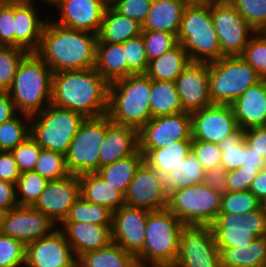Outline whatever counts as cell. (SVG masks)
Here are the masks:
<instances>
[{
	"instance_id": "1",
	"label": "cell",
	"mask_w": 266,
	"mask_h": 267,
	"mask_svg": "<svg viewBox=\"0 0 266 267\" xmlns=\"http://www.w3.org/2000/svg\"><path fill=\"white\" fill-rule=\"evenodd\" d=\"M109 83L95 70L58 71L52 77L51 104L86 118L107 114Z\"/></svg>"
},
{
	"instance_id": "2",
	"label": "cell",
	"mask_w": 266,
	"mask_h": 267,
	"mask_svg": "<svg viewBox=\"0 0 266 267\" xmlns=\"http://www.w3.org/2000/svg\"><path fill=\"white\" fill-rule=\"evenodd\" d=\"M97 35L70 29L48 19L35 53L53 71L94 68Z\"/></svg>"
},
{
	"instance_id": "3",
	"label": "cell",
	"mask_w": 266,
	"mask_h": 267,
	"mask_svg": "<svg viewBox=\"0 0 266 267\" xmlns=\"http://www.w3.org/2000/svg\"><path fill=\"white\" fill-rule=\"evenodd\" d=\"M151 79L133 74L109 84L107 116L112 123L139 131L152 117Z\"/></svg>"
},
{
	"instance_id": "4",
	"label": "cell",
	"mask_w": 266,
	"mask_h": 267,
	"mask_svg": "<svg viewBox=\"0 0 266 267\" xmlns=\"http://www.w3.org/2000/svg\"><path fill=\"white\" fill-rule=\"evenodd\" d=\"M53 71L35 53L20 62L11 87L7 90L18 113L36 115L51 104Z\"/></svg>"
},
{
	"instance_id": "5",
	"label": "cell",
	"mask_w": 266,
	"mask_h": 267,
	"mask_svg": "<svg viewBox=\"0 0 266 267\" xmlns=\"http://www.w3.org/2000/svg\"><path fill=\"white\" fill-rule=\"evenodd\" d=\"M177 40L187 51L191 62L209 63L224 57L210 14V5H187L184 8Z\"/></svg>"
},
{
	"instance_id": "6",
	"label": "cell",
	"mask_w": 266,
	"mask_h": 267,
	"mask_svg": "<svg viewBox=\"0 0 266 267\" xmlns=\"http://www.w3.org/2000/svg\"><path fill=\"white\" fill-rule=\"evenodd\" d=\"M186 226L167 208L150 211L145 227V242L136 256L142 263L175 264L182 231Z\"/></svg>"
},
{
	"instance_id": "7",
	"label": "cell",
	"mask_w": 266,
	"mask_h": 267,
	"mask_svg": "<svg viewBox=\"0 0 266 267\" xmlns=\"http://www.w3.org/2000/svg\"><path fill=\"white\" fill-rule=\"evenodd\" d=\"M85 119L80 113L50 104L43 111L31 116L30 136L42 149L65 156Z\"/></svg>"
},
{
	"instance_id": "8",
	"label": "cell",
	"mask_w": 266,
	"mask_h": 267,
	"mask_svg": "<svg viewBox=\"0 0 266 267\" xmlns=\"http://www.w3.org/2000/svg\"><path fill=\"white\" fill-rule=\"evenodd\" d=\"M209 96L212 104L231 105L243 92L261 80L256 70L240 56H224L208 63Z\"/></svg>"
},
{
	"instance_id": "9",
	"label": "cell",
	"mask_w": 266,
	"mask_h": 267,
	"mask_svg": "<svg viewBox=\"0 0 266 267\" xmlns=\"http://www.w3.org/2000/svg\"><path fill=\"white\" fill-rule=\"evenodd\" d=\"M222 194L203 182L168 192L167 209L185 226H211L221 210Z\"/></svg>"
},
{
	"instance_id": "10",
	"label": "cell",
	"mask_w": 266,
	"mask_h": 267,
	"mask_svg": "<svg viewBox=\"0 0 266 267\" xmlns=\"http://www.w3.org/2000/svg\"><path fill=\"white\" fill-rule=\"evenodd\" d=\"M106 132V115L86 118L73 137L65 154L70 175L95 173L100 169L99 149Z\"/></svg>"
},
{
	"instance_id": "11",
	"label": "cell",
	"mask_w": 266,
	"mask_h": 267,
	"mask_svg": "<svg viewBox=\"0 0 266 267\" xmlns=\"http://www.w3.org/2000/svg\"><path fill=\"white\" fill-rule=\"evenodd\" d=\"M211 228L218 248L248 245L266 236V214L261 207L243 215L219 213Z\"/></svg>"
},
{
	"instance_id": "12",
	"label": "cell",
	"mask_w": 266,
	"mask_h": 267,
	"mask_svg": "<svg viewBox=\"0 0 266 267\" xmlns=\"http://www.w3.org/2000/svg\"><path fill=\"white\" fill-rule=\"evenodd\" d=\"M175 141H192L191 113L179 112L151 118L138 131V150L143 155Z\"/></svg>"
},
{
	"instance_id": "13",
	"label": "cell",
	"mask_w": 266,
	"mask_h": 267,
	"mask_svg": "<svg viewBox=\"0 0 266 267\" xmlns=\"http://www.w3.org/2000/svg\"><path fill=\"white\" fill-rule=\"evenodd\" d=\"M210 14L217 32L221 54L240 56L255 30L231 3L210 5Z\"/></svg>"
},
{
	"instance_id": "14",
	"label": "cell",
	"mask_w": 266,
	"mask_h": 267,
	"mask_svg": "<svg viewBox=\"0 0 266 267\" xmlns=\"http://www.w3.org/2000/svg\"><path fill=\"white\" fill-rule=\"evenodd\" d=\"M172 267H221L220 252L211 226H186Z\"/></svg>"
},
{
	"instance_id": "15",
	"label": "cell",
	"mask_w": 266,
	"mask_h": 267,
	"mask_svg": "<svg viewBox=\"0 0 266 267\" xmlns=\"http://www.w3.org/2000/svg\"><path fill=\"white\" fill-rule=\"evenodd\" d=\"M58 229L50 217L33 206H17L5 211L1 234L21 241L24 245Z\"/></svg>"
},
{
	"instance_id": "16",
	"label": "cell",
	"mask_w": 266,
	"mask_h": 267,
	"mask_svg": "<svg viewBox=\"0 0 266 267\" xmlns=\"http://www.w3.org/2000/svg\"><path fill=\"white\" fill-rule=\"evenodd\" d=\"M125 205L159 211L167 208L168 192L163 176L143 162L128 185Z\"/></svg>"
},
{
	"instance_id": "17",
	"label": "cell",
	"mask_w": 266,
	"mask_h": 267,
	"mask_svg": "<svg viewBox=\"0 0 266 267\" xmlns=\"http://www.w3.org/2000/svg\"><path fill=\"white\" fill-rule=\"evenodd\" d=\"M107 6L104 0H55L51 7L57 18H49L58 25L97 35Z\"/></svg>"
},
{
	"instance_id": "18",
	"label": "cell",
	"mask_w": 266,
	"mask_h": 267,
	"mask_svg": "<svg viewBox=\"0 0 266 267\" xmlns=\"http://www.w3.org/2000/svg\"><path fill=\"white\" fill-rule=\"evenodd\" d=\"M191 117L195 140L218 144L239 129L231 105L212 104L192 112Z\"/></svg>"
},
{
	"instance_id": "19",
	"label": "cell",
	"mask_w": 266,
	"mask_h": 267,
	"mask_svg": "<svg viewBox=\"0 0 266 267\" xmlns=\"http://www.w3.org/2000/svg\"><path fill=\"white\" fill-rule=\"evenodd\" d=\"M25 267H77V258L58 228L25 245Z\"/></svg>"
},
{
	"instance_id": "20",
	"label": "cell",
	"mask_w": 266,
	"mask_h": 267,
	"mask_svg": "<svg viewBox=\"0 0 266 267\" xmlns=\"http://www.w3.org/2000/svg\"><path fill=\"white\" fill-rule=\"evenodd\" d=\"M150 211L123 205L112 213V241L137 256L144 247L145 227Z\"/></svg>"
},
{
	"instance_id": "21",
	"label": "cell",
	"mask_w": 266,
	"mask_h": 267,
	"mask_svg": "<svg viewBox=\"0 0 266 267\" xmlns=\"http://www.w3.org/2000/svg\"><path fill=\"white\" fill-rule=\"evenodd\" d=\"M80 196L78 176L69 175L59 180L48 181L33 207L50 217L59 226Z\"/></svg>"
},
{
	"instance_id": "22",
	"label": "cell",
	"mask_w": 266,
	"mask_h": 267,
	"mask_svg": "<svg viewBox=\"0 0 266 267\" xmlns=\"http://www.w3.org/2000/svg\"><path fill=\"white\" fill-rule=\"evenodd\" d=\"M175 85L184 112L192 113L212 105L208 63L191 62L175 80Z\"/></svg>"
},
{
	"instance_id": "23",
	"label": "cell",
	"mask_w": 266,
	"mask_h": 267,
	"mask_svg": "<svg viewBox=\"0 0 266 267\" xmlns=\"http://www.w3.org/2000/svg\"><path fill=\"white\" fill-rule=\"evenodd\" d=\"M36 3V4H35ZM37 2H23L15 0L14 17V47L35 52L49 19L47 14L42 16ZM43 17V18H42Z\"/></svg>"
},
{
	"instance_id": "24",
	"label": "cell",
	"mask_w": 266,
	"mask_h": 267,
	"mask_svg": "<svg viewBox=\"0 0 266 267\" xmlns=\"http://www.w3.org/2000/svg\"><path fill=\"white\" fill-rule=\"evenodd\" d=\"M111 227L86 222H62L58 226L77 259L84 253L109 246L113 242Z\"/></svg>"
},
{
	"instance_id": "25",
	"label": "cell",
	"mask_w": 266,
	"mask_h": 267,
	"mask_svg": "<svg viewBox=\"0 0 266 267\" xmlns=\"http://www.w3.org/2000/svg\"><path fill=\"white\" fill-rule=\"evenodd\" d=\"M231 107L240 129L263 127L266 119V79L249 87Z\"/></svg>"
},
{
	"instance_id": "26",
	"label": "cell",
	"mask_w": 266,
	"mask_h": 267,
	"mask_svg": "<svg viewBox=\"0 0 266 267\" xmlns=\"http://www.w3.org/2000/svg\"><path fill=\"white\" fill-rule=\"evenodd\" d=\"M138 150V131L112 123L106 115V132L99 149L100 167L126 158Z\"/></svg>"
},
{
	"instance_id": "27",
	"label": "cell",
	"mask_w": 266,
	"mask_h": 267,
	"mask_svg": "<svg viewBox=\"0 0 266 267\" xmlns=\"http://www.w3.org/2000/svg\"><path fill=\"white\" fill-rule=\"evenodd\" d=\"M186 6L181 0H152L142 30L164 31L177 36Z\"/></svg>"
},
{
	"instance_id": "28",
	"label": "cell",
	"mask_w": 266,
	"mask_h": 267,
	"mask_svg": "<svg viewBox=\"0 0 266 267\" xmlns=\"http://www.w3.org/2000/svg\"><path fill=\"white\" fill-rule=\"evenodd\" d=\"M141 32V24L121 15L108 4L97 34V43L123 44L128 39L139 36Z\"/></svg>"
},
{
	"instance_id": "29",
	"label": "cell",
	"mask_w": 266,
	"mask_h": 267,
	"mask_svg": "<svg viewBox=\"0 0 266 267\" xmlns=\"http://www.w3.org/2000/svg\"><path fill=\"white\" fill-rule=\"evenodd\" d=\"M80 195L87 201L107 207L112 212L125 205L124 195L95 173L78 175Z\"/></svg>"
},
{
	"instance_id": "30",
	"label": "cell",
	"mask_w": 266,
	"mask_h": 267,
	"mask_svg": "<svg viewBox=\"0 0 266 267\" xmlns=\"http://www.w3.org/2000/svg\"><path fill=\"white\" fill-rule=\"evenodd\" d=\"M190 64L191 60L187 51L181 43H178L160 57L150 60L145 74L151 80L175 82L182 71Z\"/></svg>"
},
{
	"instance_id": "31",
	"label": "cell",
	"mask_w": 266,
	"mask_h": 267,
	"mask_svg": "<svg viewBox=\"0 0 266 267\" xmlns=\"http://www.w3.org/2000/svg\"><path fill=\"white\" fill-rule=\"evenodd\" d=\"M94 68L109 84L127 77V62L123 45L97 43Z\"/></svg>"
},
{
	"instance_id": "32",
	"label": "cell",
	"mask_w": 266,
	"mask_h": 267,
	"mask_svg": "<svg viewBox=\"0 0 266 267\" xmlns=\"http://www.w3.org/2000/svg\"><path fill=\"white\" fill-rule=\"evenodd\" d=\"M221 267L266 266V236L236 248H219Z\"/></svg>"
},
{
	"instance_id": "33",
	"label": "cell",
	"mask_w": 266,
	"mask_h": 267,
	"mask_svg": "<svg viewBox=\"0 0 266 267\" xmlns=\"http://www.w3.org/2000/svg\"><path fill=\"white\" fill-rule=\"evenodd\" d=\"M144 162V155L137 150L134 154L100 167L97 173L106 183L115 187L125 195L128 185L135 176L137 169Z\"/></svg>"
},
{
	"instance_id": "34",
	"label": "cell",
	"mask_w": 266,
	"mask_h": 267,
	"mask_svg": "<svg viewBox=\"0 0 266 267\" xmlns=\"http://www.w3.org/2000/svg\"><path fill=\"white\" fill-rule=\"evenodd\" d=\"M205 169L202 163L190 152L173 170L163 175L167 192L202 183Z\"/></svg>"
},
{
	"instance_id": "35",
	"label": "cell",
	"mask_w": 266,
	"mask_h": 267,
	"mask_svg": "<svg viewBox=\"0 0 266 267\" xmlns=\"http://www.w3.org/2000/svg\"><path fill=\"white\" fill-rule=\"evenodd\" d=\"M137 257L126 252L115 243L82 254L77 259V267H133Z\"/></svg>"
},
{
	"instance_id": "36",
	"label": "cell",
	"mask_w": 266,
	"mask_h": 267,
	"mask_svg": "<svg viewBox=\"0 0 266 267\" xmlns=\"http://www.w3.org/2000/svg\"><path fill=\"white\" fill-rule=\"evenodd\" d=\"M151 117L184 112L175 82L151 80Z\"/></svg>"
},
{
	"instance_id": "37",
	"label": "cell",
	"mask_w": 266,
	"mask_h": 267,
	"mask_svg": "<svg viewBox=\"0 0 266 267\" xmlns=\"http://www.w3.org/2000/svg\"><path fill=\"white\" fill-rule=\"evenodd\" d=\"M191 152V141H175L164 148L149 150L144 162L160 175L173 170Z\"/></svg>"
},
{
	"instance_id": "38",
	"label": "cell",
	"mask_w": 266,
	"mask_h": 267,
	"mask_svg": "<svg viewBox=\"0 0 266 267\" xmlns=\"http://www.w3.org/2000/svg\"><path fill=\"white\" fill-rule=\"evenodd\" d=\"M112 211L91 203L80 196L70 208L63 222H86L97 225H112Z\"/></svg>"
},
{
	"instance_id": "39",
	"label": "cell",
	"mask_w": 266,
	"mask_h": 267,
	"mask_svg": "<svg viewBox=\"0 0 266 267\" xmlns=\"http://www.w3.org/2000/svg\"><path fill=\"white\" fill-rule=\"evenodd\" d=\"M31 116L17 113L0 124V151H11L30 135Z\"/></svg>"
},
{
	"instance_id": "40",
	"label": "cell",
	"mask_w": 266,
	"mask_h": 267,
	"mask_svg": "<svg viewBox=\"0 0 266 267\" xmlns=\"http://www.w3.org/2000/svg\"><path fill=\"white\" fill-rule=\"evenodd\" d=\"M48 180L37 172L20 174L16 183V198L19 206H33L44 191Z\"/></svg>"
},
{
	"instance_id": "41",
	"label": "cell",
	"mask_w": 266,
	"mask_h": 267,
	"mask_svg": "<svg viewBox=\"0 0 266 267\" xmlns=\"http://www.w3.org/2000/svg\"><path fill=\"white\" fill-rule=\"evenodd\" d=\"M221 153V167L227 172L238 169L243 162L245 148L244 130L238 129L235 133L225 137L219 143Z\"/></svg>"
},
{
	"instance_id": "42",
	"label": "cell",
	"mask_w": 266,
	"mask_h": 267,
	"mask_svg": "<svg viewBox=\"0 0 266 267\" xmlns=\"http://www.w3.org/2000/svg\"><path fill=\"white\" fill-rule=\"evenodd\" d=\"M34 171L48 181L59 180L69 176L65 156L45 149H41Z\"/></svg>"
},
{
	"instance_id": "43",
	"label": "cell",
	"mask_w": 266,
	"mask_h": 267,
	"mask_svg": "<svg viewBox=\"0 0 266 267\" xmlns=\"http://www.w3.org/2000/svg\"><path fill=\"white\" fill-rule=\"evenodd\" d=\"M260 208V200L250 191H226L222 194L219 213L243 215Z\"/></svg>"
},
{
	"instance_id": "44",
	"label": "cell",
	"mask_w": 266,
	"mask_h": 267,
	"mask_svg": "<svg viewBox=\"0 0 266 267\" xmlns=\"http://www.w3.org/2000/svg\"><path fill=\"white\" fill-rule=\"evenodd\" d=\"M122 45L127 62V77L133 74H145L148 69L149 59L142 34L128 39Z\"/></svg>"
},
{
	"instance_id": "45",
	"label": "cell",
	"mask_w": 266,
	"mask_h": 267,
	"mask_svg": "<svg viewBox=\"0 0 266 267\" xmlns=\"http://www.w3.org/2000/svg\"><path fill=\"white\" fill-rule=\"evenodd\" d=\"M28 53L25 49L0 46V85L5 91L11 87L17 68Z\"/></svg>"
},
{
	"instance_id": "46",
	"label": "cell",
	"mask_w": 266,
	"mask_h": 267,
	"mask_svg": "<svg viewBox=\"0 0 266 267\" xmlns=\"http://www.w3.org/2000/svg\"><path fill=\"white\" fill-rule=\"evenodd\" d=\"M230 3L255 32L266 27V0H231Z\"/></svg>"
},
{
	"instance_id": "47",
	"label": "cell",
	"mask_w": 266,
	"mask_h": 267,
	"mask_svg": "<svg viewBox=\"0 0 266 267\" xmlns=\"http://www.w3.org/2000/svg\"><path fill=\"white\" fill-rule=\"evenodd\" d=\"M240 57L256 70L261 79H266V39L260 32L250 38Z\"/></svg>"
},
{
	"instance_id": "48",
	"label": "cell",
	"mask_w": 266,
	"mask_h": 267,
	"mask_svg": "<svg viewBox=\"0 0 266 267\" xmlns=\"http://www.w3.org/2000/svg\"><path fill=\"white\" fill-rule=\"evenodd\" d=\"M147 57L153 60L178 44L177 36L164 31L142 30Z\"/></svg>"
},
{
	"instance_id": "49",
	"label": "cell",
	"mask_w": 266,
	"mask_h": 267,
	"mask_svg": "<svg viewBox=\"0 0 266 267\" xmlns=\"http://www.w3.org/2000/svg\"><path fill=\"white\" fill-rule=\"evenodd\" d=\"M0 267H25V245L0 234Z\"/></svg>"
},
{
	"instance_id": "50",
	"label": "cell",
	"mask_w": 266,
	"mask_h": 267,
	"mask_svg": "<svg viewBox=\"0 0 266 267\" xmlns=\"http://www.w3.org/2000/svg\"><path fill=\"white\" fill-rule=\"evenodd\" d=\"M41 149V146L29 135L21 144L11 150L20 173L34 170Z\"/></svg>"
},
{
	"instance_id": "51",
	"label": "cell",
	"mask_w": 266,
	"mask_h": 267,
	"mask_svg": "<svg viewBox=\"0 0 266 267\" xmlns=\"http://www.w3.org/2000/svg\"><path fill=\"white\" fill-rule=\"evenodd\" d=\"M191 152L202 163L205 170L221 166V153L217 143L192 139Z\"/></svg>"
},
{
	"instance_id": "52",
	"label": "cell",
	"mask_w": 266,
	"mask_h": 267,
	"mask_svg": "<svg viewBox=\"0 0 266 267\" xmlns=\"http://www.w3.org/2000/svg\"><path fill=\"white\" fill-rule=\"evenodd\" d=\"M15 0H0V46L14 47Z\"/></svg>"
},
{
	"instance_id": "53",
	"label": "cell",
	"mask_w": 266,
	"mask_h": 267,
	"mask_svg": "<svg viewBox=\"0 0 266 267\" xmlns=\"http://www.w3.org/2000/svg\"><path fill=\"white\" fill-rule=\"evenodd\" d=\"M152 0H113L110 5L121 15L143 24L149 13Z\"/></svg>"
},
{
	"instance_id": "54",
	"label": "cell",
	"mask_w": 266,
	"mask_h": 267,
	"mask_svg": "<svg viewBox=\"0 0 266 267\" xmlns=\"http://www.w3.org/2000/svg\"><path fill=\"white\" fill-rule=\"evenodd\" d=\"M262 169H238L227 172V191H247L250 190L251 183L259 171Z\"/></svg>"
},
{
	"instance_id": "55",
	"label": "cell",
	"mask_w": 266,
	"mask_h": 267,
	"mask_svg": "<svg viewBox=\"0 0 266 267\" xmlns=\"http://www.w3.org/2000/svg\"><path fill=\"white\" fill-rule=\"evenodd\" d=\"M20 174L11 151H0V179L16 184Z\"/></svg>"
},
{
	"instance_id": "56",
	"label": "cell",
	"mask_w": 266,
	"mask_h": 267,
	"mask_svg": "<svg viewBox=\"0 0 266 267\" xmlns=\"http://www.w3.org/2000/svg\"><path fill=\"white\" fill-rule=\"evenodd\" d=\"M245 142L266 160V127L244 130Z\"/></svg>"
},
{
	"instance_id": "57",
	"label": "cell",
	"mask_w": 266,
	"mask_h": 267,
	"mask_svg": "<svg viewBox=\"0 0 266 267\" xmlns=\"http://www.w3.org/2000/svg\"><path fill=\"white\" fill-rule=\"evenodd\" d=\"M227 171L223 167L205 170L203 183L214 191L224 194L227 191Z\"/></svg>"
},
{
	"instance_id": "58",
	"label": "cell",
	"mask_w": 266,
	"mask_h": 267,
	"mask_svg": "<svg viewBox=\"0 0 266 267\" xmlns=\"http://www.w3.org/2000/svg\"><path fill=\"white\" fill-rule=\"evenodd\" d=\"M17 206L16 184L0 179V210L9 211Z\"/></svg>"
},
{
	"instance_id": "59",
	"label": "cell",
	"mask_w": 266,
	"mask_h": 267,
	"mask_svg": "<svg viewBox=\"0 0 266 267\" xmlns=\"http://www.w3.org/2000/svg\"><path fill=\"white\" fill-rule=\"evenodd\" d=\"M242 166L244 169H264L266 168V160L245 142Z\"/></svg>"
},
{
	"instance_id": "60",
	"label": "cell",
	"mask_w": 266,
	"mask_h": 267,
	"mask_svg": "<svg viewBox=\"0 0 266 267\" xmlns=\"http://www.w3.org/2000/svg\"><path fill=\"white\" fill-rule=\"evenodd\" d=\"M17 113L8 92L0 94V124L12 119Z\"/></svg>"
},
{
	"instance_id": "61",
	"label": "cell",
	"mask_w": 266,
	"mask_h": 267,
	"mask_svg": "<svg viewBox=\"0 0 266 267\" xmlns=\"http://www.w3.org/2000/svg\"><path fill=\"white\" fill-rule=\"evenodd\" d=\"M250 191L261 201L266 197V168L259 171L253 179Z\"/></svg>"
},
{
	"instance_id": "62",
	"label": "cell",
	"mask_w": 266,
	"mask_h": 267,
	"mask_svg": "<svg viewBox=\"0 0 266 267\" xmlns=\"http://www.w3.org/2000/svg\"><path fill=\"white\" fill-rule=\"evenodd\" d=\"M230 2L231 0H200V4H204V5L227 4Z\"/></svg>"
},
{
	"instance_id": "63",
	"label": "cell",
	"mask_w": 266,
	"mask_h": 267,
	"mask_svg": "<svg viewBox=\"0 0 266 267\" xmlns=\"http://www.w3.org/2000/svg\"><path fill=\"white\" fill-rule=\"evenodd\" d=\"M133 267H167V266L158 263H142L137 261Z\"/></svg>"
},
{
	"instance_id": "64",
	"label": "cell",
	"mask_w": 266,
	"mask_h": 267,
	"mask_svg": "<svg viewBox=\"0 0 266 267\" xmlns=\"http://www.w3.org/2000/svg\"><path fill=\"white\" fill-rule=\"evenodd\" d=\"M18 1H23V2H34V1H36V0H18ZM39 1H41L40 4H41L42 1H43L44 4L42 3L41 5H44V6H47V5H48V7H50V6L54 3L55 0H37L36 2L39 3Z\"/></svg>"
},
{
	"instance_id": "65",
	"label": "cell",
	"mask_w": 266,
	"mask_h": 267,
	"mask_svg": "<svg viewBox=\"0 0 266 267\" xmlns=\"http://www.w3.org/2000/svg\"><path fill=\"white\" fill-rule=\"evenodd\" d=\"M183 1L186 5H198L200 4V0H181Z\"/></svg>"
},
{
	"instance_id": "66",
	"label": "cell",
	"mask_w": 266,
	"mask_h": 267,
	"mask_svg": "<svg viewBox=\"0 0 266 267\" xmlns=\"http://www.w3.org/2000/svg\"><path fill=\"white\" fill-rule=\"evenodd\" d=\"M260 207L262 211L266 214V197L260 201Z\"/></svg>"
},
{
	"instance_id": "67",
	"label": "cell",
	"mask_w": 266,
	"mask_h": 267,
	"mask_svg": "<svg viewBox=\"0 0 266 267\" xmlns=\"http://www.w3.org/2000/svg\"><path fill=\"white\" fill-rule=\"evenodd\" d=\"M4 216H5V211L0 210V234H1V230H2V224H3Z\"/></svg>"
},
{
	"instance_id": "68",
	"label": "cell",
	"mask_w": 266,
	"mask_h": 267,
	"mask_svg": "<svg viewBox=\"0 0 266 267\" xmlns=\"http://www.w3.org/2000/svg\"><path fill=\"white\" fill-rule=\"evenodd\" d=\"M260 33L265 37V39H266V27L265 28H263L261 31H260Z\"/></svg>"
},
{
	"instance_id": "69",
	"label": "cell",
	"mask_w": 266,
	"mask_h": 267,
	"mask_svg": "<svg viewBox=\"0 0 266 267\" xmlns=\"http://www.w3.org/2000/svg\"><path fill=\"white\" fill-rule=\"evenodd\" d=\"M4 92H6L0 85V94H3Z\"/></svg>"
},
{
	"instance_id": "70",
	"label": "cell",
	"mask_w": 266,
	"mask_h": 267,
	"mask_svg": "<svg viewBox=\"0 0 266 267\" xmlns=\"http://www.w3.org/2000/svg\"><path fill=\"white\" fill-rule=\"evenodd\" d=\"M107 4H110L113 0H104Z\"/></svg>"
}]
</instances>
